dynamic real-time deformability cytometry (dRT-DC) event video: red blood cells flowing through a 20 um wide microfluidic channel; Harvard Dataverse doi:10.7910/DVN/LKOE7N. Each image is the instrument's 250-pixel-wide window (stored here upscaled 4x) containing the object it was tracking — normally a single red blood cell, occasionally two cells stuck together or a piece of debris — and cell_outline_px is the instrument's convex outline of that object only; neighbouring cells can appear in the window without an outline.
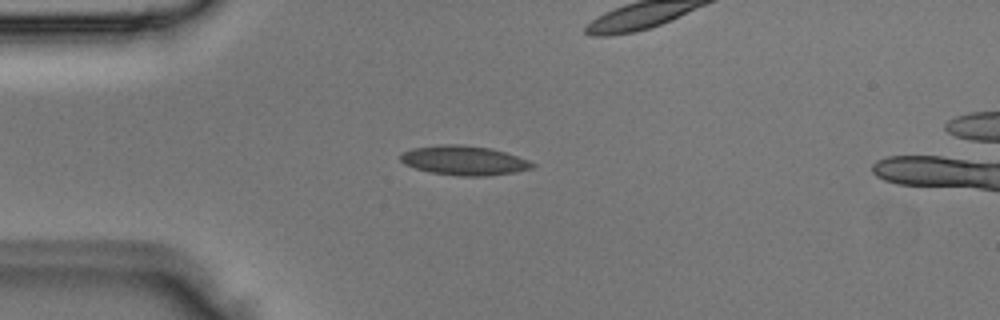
{"species": "Egyptian fruit bat (a non-hibernating species)", "species_latin": "Rousettus aegyptiacus", "temperature_condition": "room temperature", "stored_images_in_passage": 2, "camera_frame_rate_fps": 3000, "um_per_image_px": 0.085, "animal": {"sex": "male"}, "frame": {"image": 1, "passage_image": 1, "time_ms": 0.0, "image_size_px": [1000, 320], "cell_outline_px": [[536, 164], [532, 168], [516, 172], [488, 176], [460, 176], [432, 172], [416, 168], [404, 164], [400, 160], [400, 156], [404, 152], [412, 148], [440, 144], [460, 144], [492, 148], [528, 160]], "centroid_in_image_um": [39.45, 13.63], "position_along_channel_um": 45.5, "area_um2": 22.54}}